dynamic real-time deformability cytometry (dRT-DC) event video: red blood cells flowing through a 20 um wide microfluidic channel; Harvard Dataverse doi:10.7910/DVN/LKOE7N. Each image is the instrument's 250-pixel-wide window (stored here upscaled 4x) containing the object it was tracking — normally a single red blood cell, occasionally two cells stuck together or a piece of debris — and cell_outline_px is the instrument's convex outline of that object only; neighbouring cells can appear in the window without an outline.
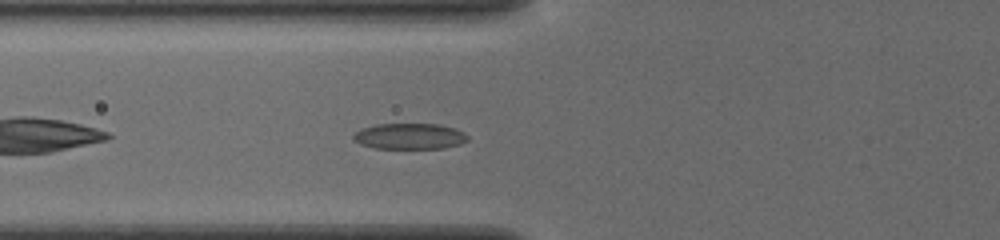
{"species": "common noctule bat (a hibernating species)", "species_latin": "Nyctalus noctula", "temperature_condition": "cold", "stored_images_in_passage": 37, "camera_frame_rate_fps": 3000, "um_per_image_px": 0.085, "animal": {"sex": "female", "body_mass_g": 19.5, "forearm_length_mm": 54.1}, "frame": {"image": 1, "passage_image": 5, "time_ms": 1.333, "image_size_px": [1000, 240], "cell_outline_px": [[468, 140], [460, 144], [444, 148], [376, 148], [360, 144], [352, 140], [352, 136], [360, 128], [376, 124], [440, 124], [464, 132], [468, 136]], "centroid_in_image_um": [34.79, 11.58], "position_along_channel_um": 91.0, "area_um2": 17.28}}
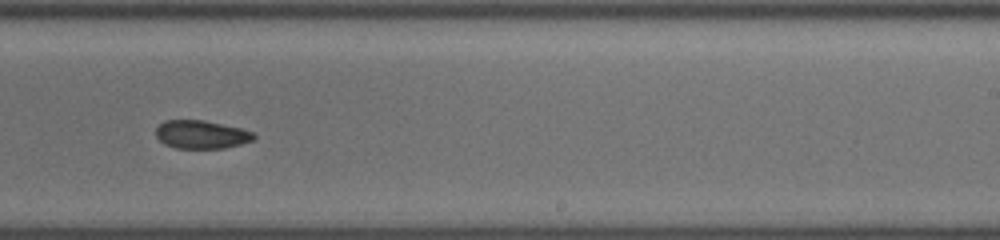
{"frame": {"image": 2, "passage_image": 19, "time_ms": 6.0, "image_size_px": [1000, 240], "cell_outline_px": [[256, 140], [224, 148], [176, 148], [164, 144], [156, 136], [156, 128], [164, 120], [204, 120], [240, 128], [252, 132], [256, 136]], "centroid_in_image_um": [17.12, 11.43], "position_along_channel_um": 271.9, "area_um2": 16.13}}
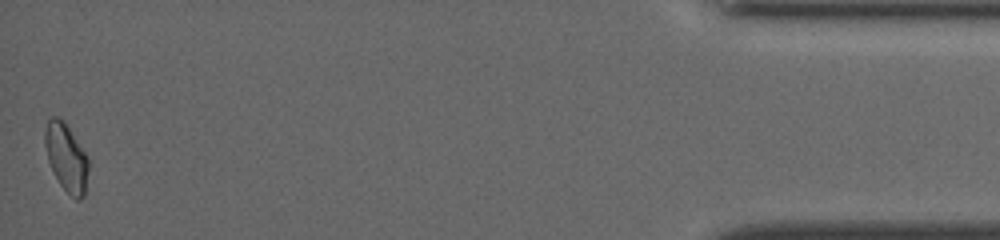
{"frame": {"image": 3, "passage_image": 37, "time_ms": 12.0, "image_size_px": [1000, 240], "cell_outline_px": [[88, 168], [84, 196], [80, 200], [76, 200], [60, 184], [48, 160], [44, 144], [44, 132], [48, 120], [52, 116], [56, 116], [64, 120], [88, 156]], "centroid_in_image_um": [5.63, 13.35], "position_along_channel_um": 429.6, "area_um2": 17.11}, "authors_computed_cell_mechanics": {"area_um2": 16.5886, "velocity_mm_per_s": 3.8802, "shape_relaxation_time_tau1_ms": 4.388, "shape_relaxation_time_tau2_ms": 2.3735, "deformation_change_tau1": 0.1015, "deformation_change_tau2": 0.0736}}